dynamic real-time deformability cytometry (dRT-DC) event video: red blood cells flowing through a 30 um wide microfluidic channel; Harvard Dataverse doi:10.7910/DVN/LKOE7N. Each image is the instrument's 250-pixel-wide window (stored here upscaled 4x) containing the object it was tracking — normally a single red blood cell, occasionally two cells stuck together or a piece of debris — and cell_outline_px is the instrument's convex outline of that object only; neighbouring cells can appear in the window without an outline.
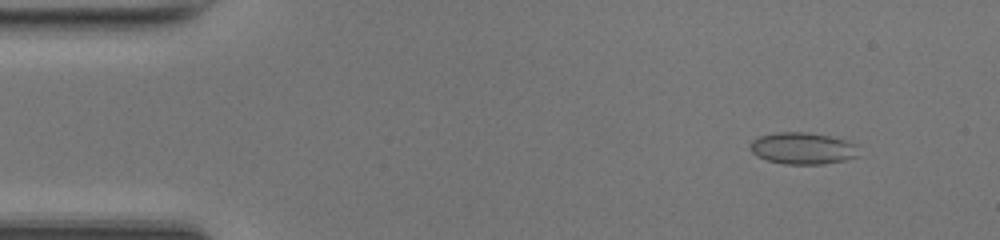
{"species": "common noctule bat (a hibernating species)", "species_latin": "Nyctalus noctula", "temperature_condition": "room temperature", "stored_images_in_passage": 49, "camera_frame_rate_fps": 3000, "um_per_image_px": 0.085, "animal": {"sex": "female", "body_mass_g": 17.0, "forearm_length_mm": 48.0}, "frame": {"image": 1, "passage_image": 5, "time_ms": 1.333, "image_size_px": [1000, 240], "cell_outline_px": [[860, 156], [844, 160], [824, 164], [784, 164], [768, 160], [756, 156], [748, 148], [748, 144], [752, 140], [760, 136], [776, 132], [804, 132], [828, 136], [844, 140], [856, 144]], "centroid_in_image_um": [68.2, 12.61], "position_along_channel_um": 16.8, "area_um2": 20.17}}
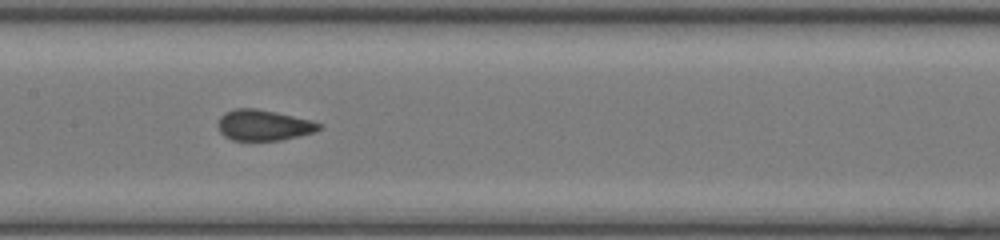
{"frame": {"image": 2, "passage_image": 24, "time_ms": 7.667, "image_size_px": [1000, 240], "cell_outline_px": [[324, 124], [320, 128], [312, 132], [280, 140], [232, 140], [224, 136], [220, 132], [216, 124], [220, 116], [224, 112], [236, 108], [256, 108], [276, 112], [312, 120]], "centroid_in_image_um": [22.36, 10.62], "position_along_channel_um": 185.0, "area_um2": 18.15}}
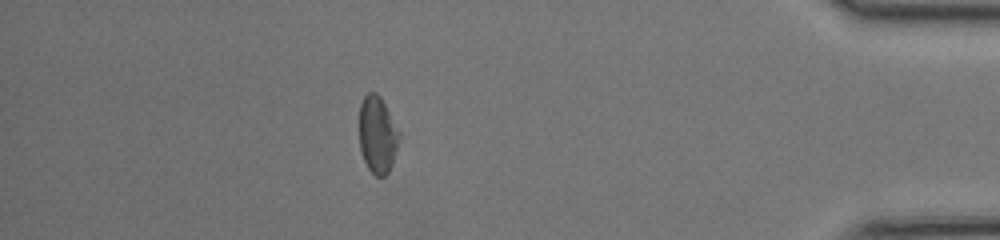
{"frame": {"image": 3, "passage_image": 43, "time_ms": 14.0, "image_size_px": [1000, 240], "cell_outline_px": [[400, 136], [392, 164], [388, 172], [384, 176], [376, 176], [368, 168], [364, 160], [360, 148], [360, 104], [364, 96], [368, 92], [376, 92], [380, 96], [400, 132]], "centroid_in_image_um": [32.09, 11.44], "position_along_channel_um": 403.1, "area_um2": 17.74}, "authors_computed_cell_mechanics": {"area_um2": 18.3804, "velocity_mm_per_s": 4.235, "shape_relaxation_time_tau1_ms": null, "shape_relaxation_time_tau2_ms": 0.9109, "deformation_change_tau1": null, "deformation_change_tau2": 0.0769}}